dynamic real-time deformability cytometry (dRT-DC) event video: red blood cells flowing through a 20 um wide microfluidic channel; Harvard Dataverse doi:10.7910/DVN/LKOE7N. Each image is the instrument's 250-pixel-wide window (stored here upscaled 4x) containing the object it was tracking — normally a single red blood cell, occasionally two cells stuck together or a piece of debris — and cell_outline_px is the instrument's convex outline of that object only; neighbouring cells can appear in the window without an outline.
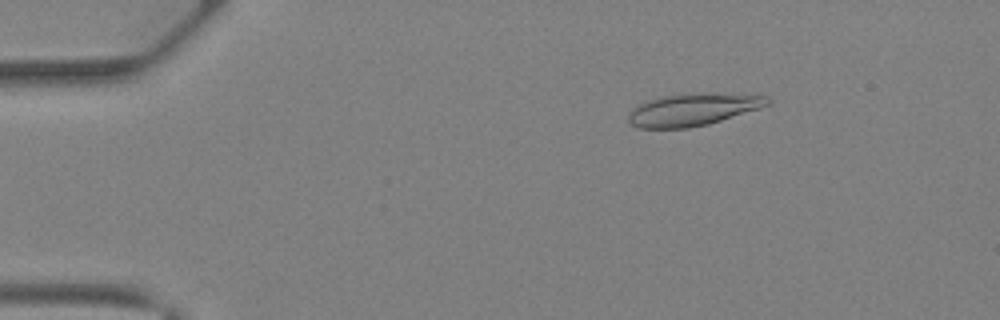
{"species": "Egyptian fruit bat (a non-hibernating species)", "species_latin": "Rousettus aegyptiacus", "temperature_condition": "warm", "stored_images_in_passage": 41, "camera_frame_rate_fps": 3000, "um_per_image_px": 0.085, "animal": {"sex": "female"}, "frame": {"image": 1, "passage_image": 7, "time_ms": 2.0, "image_size_px": [1000, 320], "cell_outline_px": [[772, 104], [760, 108], [708, 124], [688, 128], [640, 128], [632, 124], [628, 120], [628, 116], [632, 108], [648, 100], [664, 96], [696, 92], [712, 92], [768, 96], [772, 100]], "centroid_in_image_um": [58.95, 9.29], "position_along_channel_um": 26.0, "area_um2": 26.36}}
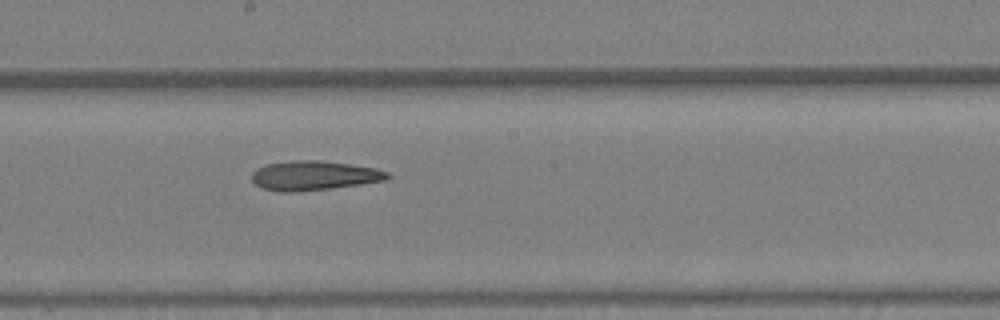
{"frame": {"image": 2, "passage_image": 23, "time_ms": 7.333, "image_size_px": [1000, 320], "cell_outline_px": [[392, 176], [388, 180], [332, 188], [296, 192], [280, 192], [260, 188], [252, 180], [252, 172], [256, 168], [264, 164], [296, 160], [320, 160], [376, 168], [388, 172]], "centroid_in_image_um": [26.68, 14.93], "position_along_channel_um": 221.5, "area_um2": 23.47}}
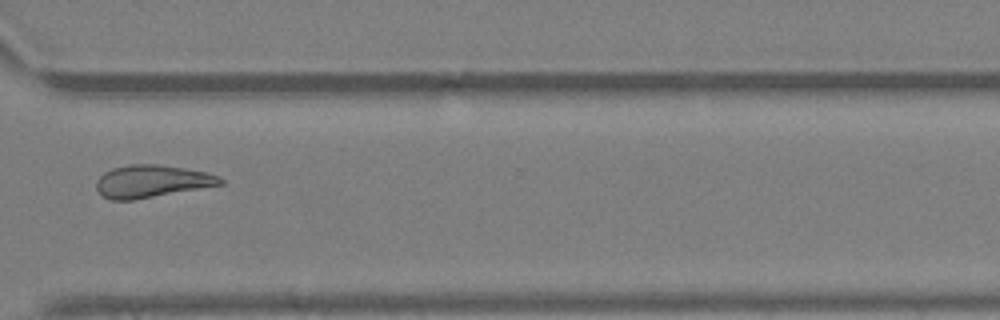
{"frame": {"image": 3, "passage_image": 31, "time_ms": 10.0, "image_size_px": [1000, 320], "cell_outline_px": [[224, 184], [132, 200], [112, 200], [104, 196], [96, 188], [96, 180], [104, 172], [112, 168], [128, 164], [156, 164], [184, 168], [208, 172], [220, 176], [224, 180]], "centroid_in_image_um": [12.91, 15.4], "position_along_channel_um": 357.7, "area_um2": 23.41}}